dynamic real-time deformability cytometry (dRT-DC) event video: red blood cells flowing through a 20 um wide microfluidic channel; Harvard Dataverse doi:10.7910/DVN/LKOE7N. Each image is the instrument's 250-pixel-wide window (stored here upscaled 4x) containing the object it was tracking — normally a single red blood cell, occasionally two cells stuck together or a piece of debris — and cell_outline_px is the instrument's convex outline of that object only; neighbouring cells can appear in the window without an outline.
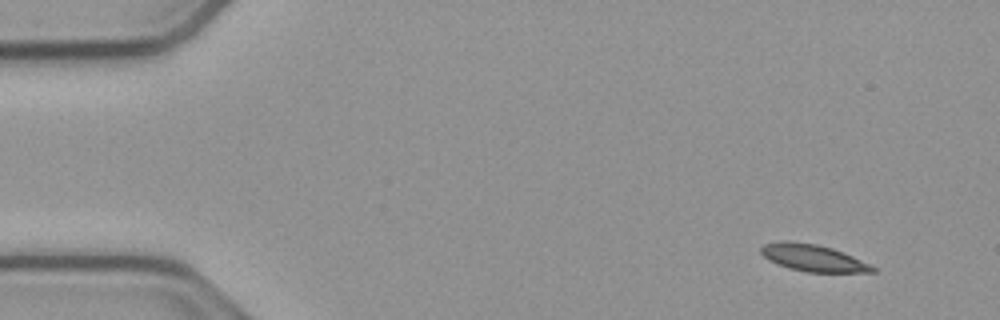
{"species": "common noctule bat (a hibernating species)", "species_latin": "Nyctalus noctula", "temperature_condition": "cold", "stored_images_in_passage": 54, "camera_frame_rate_fps": 3000, "um_per_image_px": 0.085, "animal": {"sex": "male", "body_mass_g": 23.1, "forearm_length_mm": 52.7}, "frame": {"image": 1, "passage_image": 4, "time_ms": 1.0, "image_size_px": [1000, 320], "cell_outline_px": [[876, 272], [808, 272], [788, 268], [776, 264], [768, 260], [760, 252], [760, 248], [764, 244], [784, 240], [788, 240], [816, 244], [832, 248], [852, 256], [876, 268]], "centroid_in_image_um": [69.06, 21.92], "position_along_channel_um": 15.9, "area_um2": 17.4}}
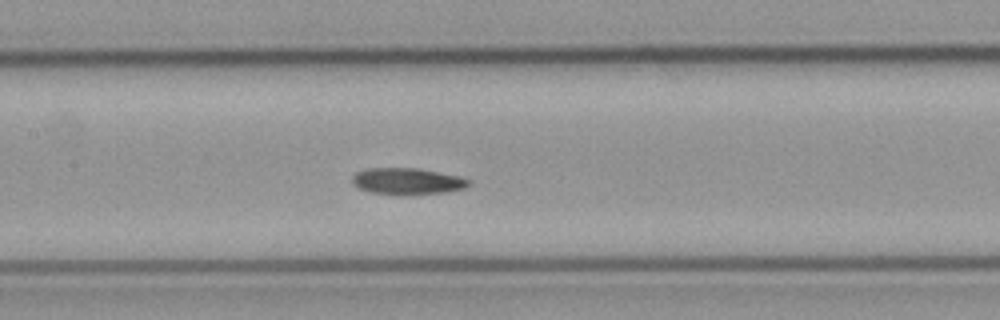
{"frame": {"image": 2, "passage_image": 25, "time_ms": 8.0, "image_size_px": [1000, 320], "cell_outline_px": [[472, 184], [464, 188], [448, 192], [408, 196], [404, 196], [372, 192], [360, 188], [352, 184], [352, 176], [356, 172], [368, 168], [416, 168], [460, 176], [472, 180]], "centroid_in_image_um": [34.66, 15.42], "position_along_channel_um": 172.7, "area_um2": 18.38}}
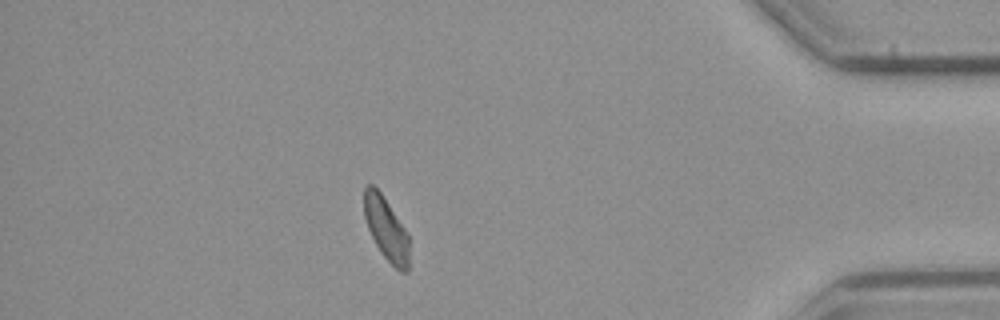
{"frame": {"image": 3, "passage_image": 47, "time_ms": 15.333, "image_size_px": [1000, 320], "cell_outline_px": [[408, 272], [400, 272], [380, 252], [368, 228], [364, 216], [364, 188], [368, 184], [372, 184], [380, 192], [404, 228], [408, 236]], "centroid_in_image_um": [32.81, 19.45], "position_along_channel_um": 402.4, "area_um2": 16.13}, "authors_computed_cell_mechanics": {"area_um2": 17.8602, "velocity_mm_per_s": 3.7666, "shape_relaxation_time_tau1_ms": 10.0397, "shape_relaxation_time_tau2_ms": null, "deformation_change_tau1": 0.1646, "deformation_change_tau2": null}}